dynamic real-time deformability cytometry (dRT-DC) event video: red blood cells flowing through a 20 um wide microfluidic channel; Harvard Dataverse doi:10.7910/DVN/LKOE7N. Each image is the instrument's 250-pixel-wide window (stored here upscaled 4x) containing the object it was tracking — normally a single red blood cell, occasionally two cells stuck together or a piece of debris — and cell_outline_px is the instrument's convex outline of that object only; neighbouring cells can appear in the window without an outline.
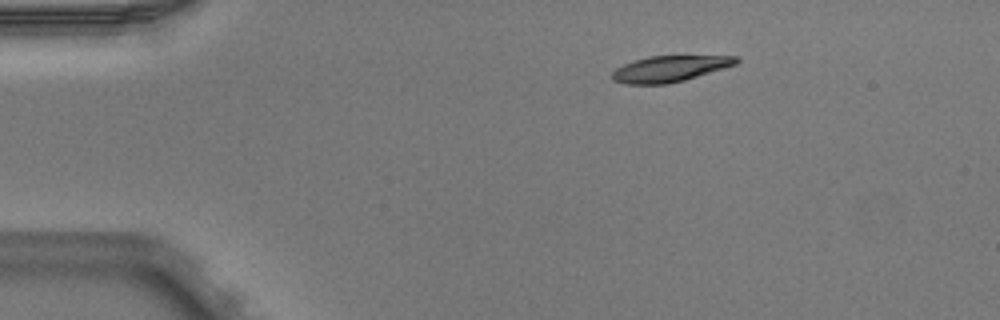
{"species": "Egyptian fruit bat (a non-hibernating species)", "species_latin": "Rousettus aegyptiacus", "temperature_condition": "warm", "stored_images_in_passage": 5, "camera_frame_rate_fps": 3000, "um_per_image_px": 0.085, "animal": {"sex": "male"}, "frame": {"image": 1, "passage_image": 1, "time_ms": 0.0, "image_size_px": [1000, 320], "cell_outline_px": [[740, 60], [736, 64], [724, 68], [684, 80], [668, 84], [624, 84], [612, 80], [612, 72], [616, 68], [624, 64], [648, 56], [740, 56]], "centroid_in_image_um": [56.92, 5.84], "position_along_channel_um": 28.1, "area_um2": 18.73}}
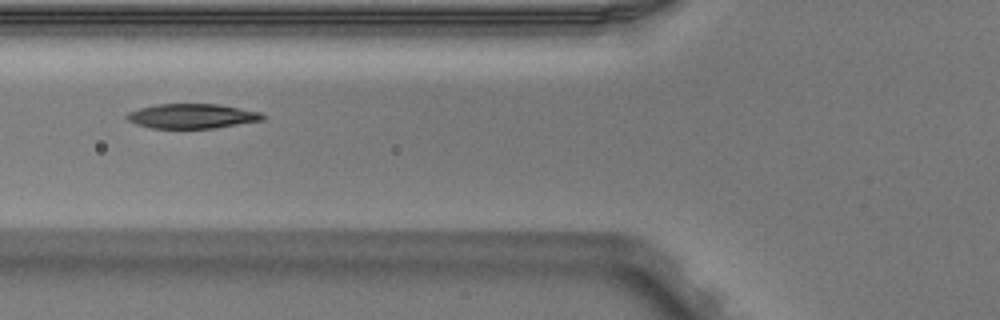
{"frame": {"image": 2, "passage_image": 4, "time_ms": 1.0, "image_size_px": [1000, 320], "cell_outline_px": [[268, 116], [264, 120], [216, 128], [152, 128], [136, 124], [128, 120], [124, 116], [128, 112], [140, 108], [156, 104], [220, 104], [260, 112]], "centroid_in_image_um": [16.35, 9.87], "position_along_channel_um": 109.4, "area_um2": 19.65}}
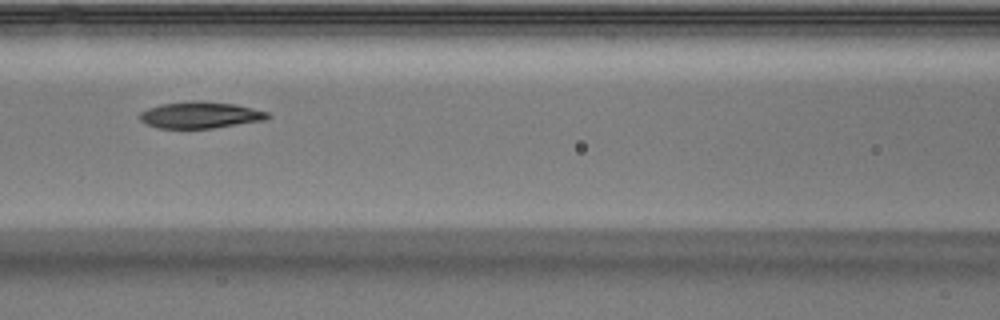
{"frame": {"image": 3, "passage_image": 5, "time_ms": 1.333, "image_size_px": [1000, 320], "cell_outline_px": [[272, 116], [264, 120], [212, 128], [156, 128], [144, 124], [136, 116], [140, 112], [148, 108], [160, 104], [192, 100], [200, 100], [236, 104], [268, 112]], "centroid_in_image_um": [16.96, 9.77], "position_along_channel_um": 149.6, "area_um2": 20.06}}